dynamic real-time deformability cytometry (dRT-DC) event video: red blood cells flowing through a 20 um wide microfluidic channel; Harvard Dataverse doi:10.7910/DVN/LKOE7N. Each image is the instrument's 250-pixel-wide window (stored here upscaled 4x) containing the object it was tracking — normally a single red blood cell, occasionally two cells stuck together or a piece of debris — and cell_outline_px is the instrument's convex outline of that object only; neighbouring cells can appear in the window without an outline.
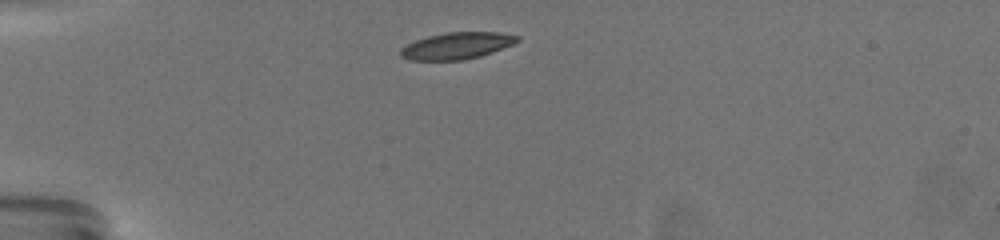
{"species": "common noctule bat (a hibernating species)", "species_latin": "Nyctalus noctula", "temperature_condition": "warm", "stored_images_in_passage": 36, "camera_frame_rate_fps": 3000, "um_per_image_px": 0.085, "animal": {"sex": "female", "body_mass_g": 19.5, "forearm_length_mm": 54.1}, "frame": {"image": 1, "passage_image": 1, "time_ms": 0.0, "image_size_px": [1000, 240], "cell_outline_px": [[520, 40], [512, 44], [492, 52], [480, 56], [460, 60], [408, 60], [400, 56], [400, 48], [416, 40], [428, 36], [448, 32], [500, 32], [520, 36]], "centroid_in_image_um": [38.82, 3.88], "position_along_channel_um": 46.2, "area_um2": 18.09}}
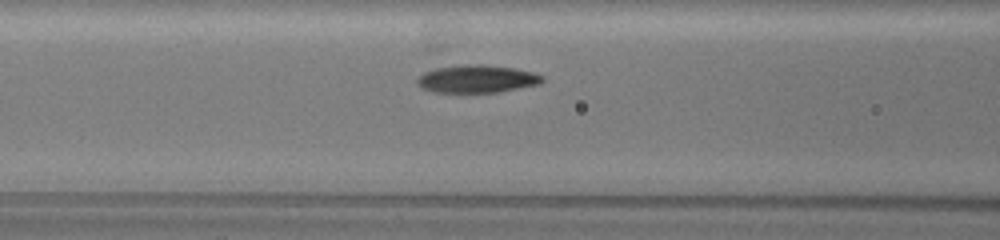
{"frame": {"image": 2, "passage_image": 11, "time_ms": 3.333, "image_size_px": [1000, 240], "cell_outline_px": [[544, 80], [540, 84], [500, 92], [432, 92], [420, 88], [416, 84], [416, 76], [424, 72], [436, 68], [464, 64], [484, 64], [512, 68], [532, 72], [544, 76]], "centroid_in_image_um": [40.5, 6.71], "position_along_channel_um": 126.1, "area_um2": 20.46}}
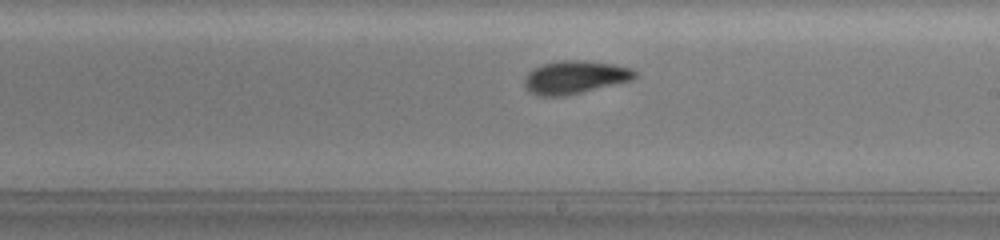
{"frame": {"image": 3, "passage_image": 21, "time_ms": 6.667, "image_size_px": [1000, 240], "cell_outline_px": [[636, 76], [632, 80], [564, 96], [536, 96], [528, 92], [524, 88], [524, 76], [528, 72], [544, 64], [556, 60], [584, 60], [616, 64], [632, 68], [636, 72]], "centroid_in_image_um": [48.83, 6.56], "position_along_channel_um": 240.2, "area_um2": 21.44}, "authors_computed_cell_mechanics": {"area_um2": 20.4034, "velocity_mm_per_s": 3.422, "shape_relaxation_time_tau1_ms": 2.3678, "shape_relaxation_time_tau2_ms": 1.5761, "deformation_change_tau1": 0.1354, "deformation_change_tau2": 0.0821}}